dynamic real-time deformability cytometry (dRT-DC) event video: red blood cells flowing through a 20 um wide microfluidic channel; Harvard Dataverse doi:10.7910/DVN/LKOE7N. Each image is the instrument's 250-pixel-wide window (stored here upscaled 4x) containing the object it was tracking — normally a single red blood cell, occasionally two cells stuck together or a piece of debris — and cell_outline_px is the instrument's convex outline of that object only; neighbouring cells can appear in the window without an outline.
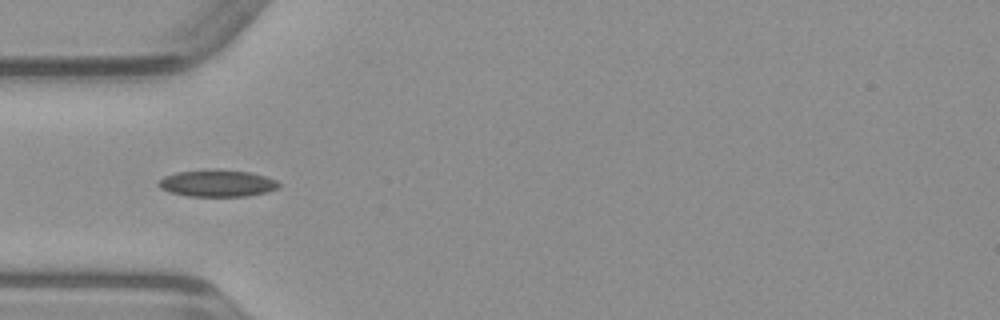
{"species": "common noctule bat (a hibernating species)", "species_latin": "Nyctalus noctula", "temperature_condition": "warm", "stored_images_in_passage": 25, "camera_frame_rate_fps": 3000, "um_per_image_px": 0.085, "animal": {"sex": "male", "body_mass_g": 23.1, "forearm_length_mm": 52.7}, "frame": {"image": 1, "passage_image": 4, "time_ms": 1.0, "image_size_px": [1000, 320], "cell_outline_px": [[280, 188], [248, 196], [188, 196], [168, 192], [160, 188], [156, 184], [164, 176], [176, 172], [216, 168], [252, 172], [276, 180], [280, 184]], "centroid_in_image_um": [18.45, 15.56], "position_along_channel_um": 66.6, "area_um2": 19.13}}